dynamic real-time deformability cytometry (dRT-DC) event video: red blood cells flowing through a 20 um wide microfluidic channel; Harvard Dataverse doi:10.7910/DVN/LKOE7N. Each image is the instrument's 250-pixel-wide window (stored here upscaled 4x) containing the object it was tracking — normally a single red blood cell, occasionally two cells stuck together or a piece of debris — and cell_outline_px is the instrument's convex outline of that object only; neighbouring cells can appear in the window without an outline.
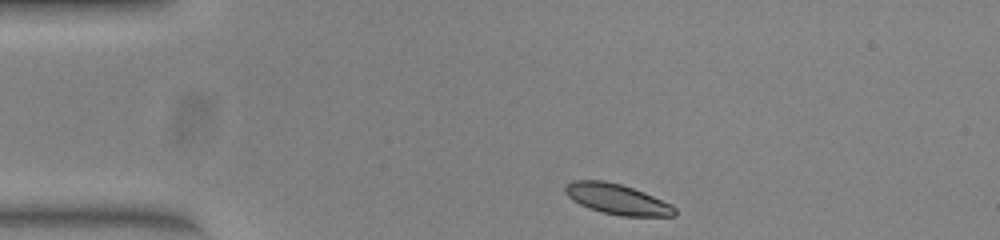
{"species": "common noctule bat (a hibernating species)", "species_latin": "Nyctalus noctula", "temperature_condition": "warm", "stored_images_in_passage": 40, "camera_frame_rate_fps": 3000, "um_per_image_px": 0.085, "animal": {"sex": "female", "body_mass_g": 23.0, "forearm_length_mm": 53.4}, "frame": {"image": 1, "passage_image": 1, "time_ms": 0.0, "image_size_px": [1000, 240], "cell_outline_px": [[676, 216], [620, 216], [600, 212], [588, 208], [572, 200], [564, 192], [564, 184], [572, 180], [604, 180], [620, 184], [644, 192], [672, 204], [676, 208]], "centroid_in_image_um": [52.43, 16.93], "position_along_channel_um": 32.6, "area_um2": 19.65}}
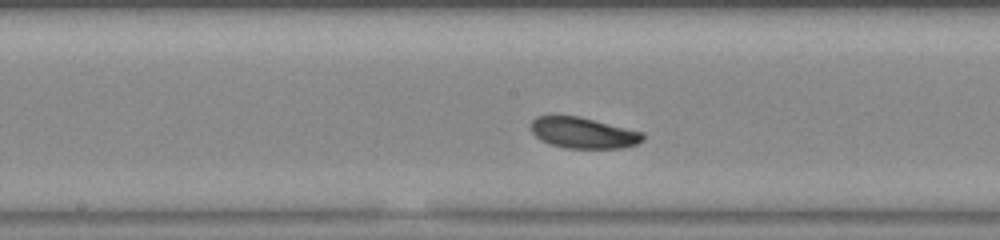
{"frame": {"image": 2, "passage_image": 18, "time_ms": 5.667, "image_size_px": [1000, 240], "cell_outline_px": [[644, 140], [636, 144], [620, 148], [568, 148], [552, 144], [540, 140], [532, 132], [532, 120], [536, 116], [580, 116], [644, 132]], "centroid_in_image_um": [49.61, 11.29], "position_along_channel_um": 198.6, "area_um2": 20.11}}
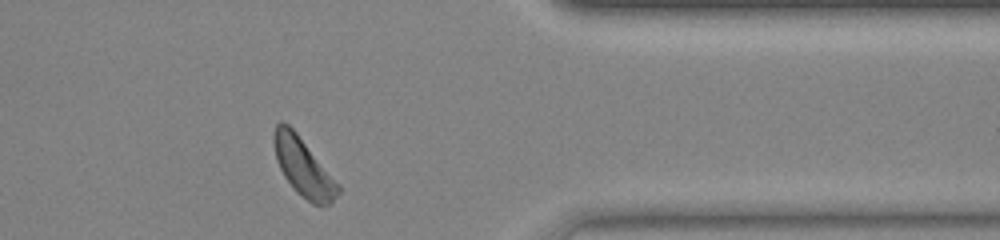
{"frame": {"image": 3, "passage_image": 34, "time_ms": 11.0, "image_size_px": [1000, 240], "cell_outline_px": [[340, 192], [332, 204], [312, 204], [296, 192], [284, 176], [276, 160], [272, 140], [272, 136], [276, 124], [280, 120], [284, 120], [296, 132], [340, 184]], "centroid_in_image_um": [25.77, 14.19], "position_along_channel_um": 385.6, "area_um2": 21.91}, "authors_computed_cell_mechanics": {"area_um2": 20.6924, "velocity_mm_per_s": 3.8108, "shape_relaxation_time_tau1_ms": 1.211, "shape_relaxation_time_tau2_ms": null, "deformation_change_tau1": 0.0799, "deformation_change_tau2": null}}